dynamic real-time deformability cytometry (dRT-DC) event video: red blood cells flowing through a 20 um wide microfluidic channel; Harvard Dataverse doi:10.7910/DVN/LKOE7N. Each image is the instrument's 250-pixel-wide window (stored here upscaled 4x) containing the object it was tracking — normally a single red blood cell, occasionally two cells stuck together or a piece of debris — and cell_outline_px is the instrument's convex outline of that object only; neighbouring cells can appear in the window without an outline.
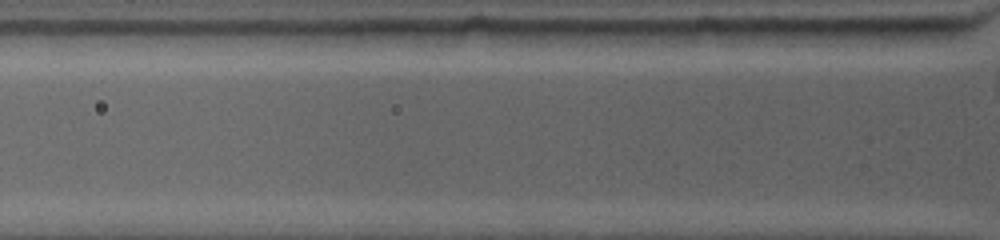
{"species": "common noctule bat (a hibernating species)", "species_latin": "Nyctalus noctula", "temperature_condition": "warm", "stored_images_in_passage": 2, "camera_frame_rate_fps": 4500, "um_per_image_px": 0.085, "animal": {"sex": "female", "body_mass_g": 19.0, "forearm_length_mm": 53.3}, "frame": {"image": 1, "passage_image": 2, "time_ms": 0.444, "image_size_px": [1000, 240], "cell_outline_px": [[956, 28], [952, 36], [924, 44], [848, 44], [832, 28]], "centroid_in_image_um": [75.94, 3.01], "position_along_channel_um": 49.9, "area_um2": 12.25}}